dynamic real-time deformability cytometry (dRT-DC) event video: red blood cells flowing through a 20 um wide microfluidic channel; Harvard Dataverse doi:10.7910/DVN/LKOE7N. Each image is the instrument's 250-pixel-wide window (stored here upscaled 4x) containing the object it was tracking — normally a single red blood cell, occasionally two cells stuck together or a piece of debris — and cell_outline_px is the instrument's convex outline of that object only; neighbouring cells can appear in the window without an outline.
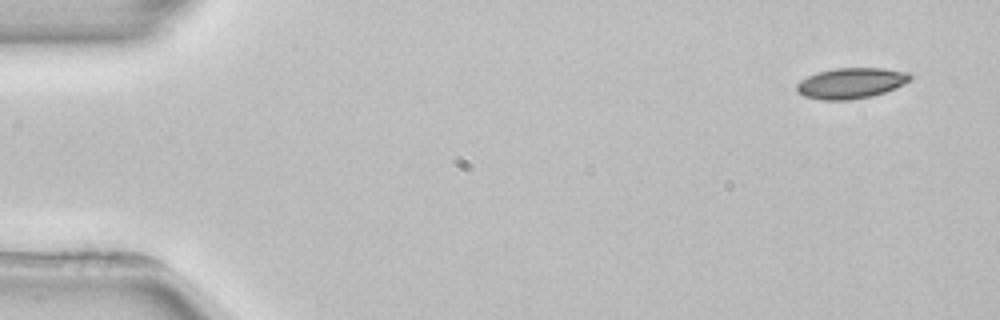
{"species": "common noctule bat (a hibernating species)", "species_latin": "Nyctalus noctula", "temperature_condition": "room temperature", "stored_images_in_passage": 3, "camera_frame_rate_fps": 3000, "um_per_image_px": 0.085, "animal": {"sex": "female", "body_mass_g": 22.7, "forearm_length_mm": 54.2}, "frame": {"image": 1, "passage_image": 1, "time_ms": 0.0, "image_size_px": [1000, 320], "cell_outline_px": [[912, 76], [904, 84], [896, 88], [872, 96], [848, 100], [820, 100], [804, 96], [796, 92], [796, 84], [800, 80], [816, 72], [836, 68], [880, 68], [908, 72]], "centroid_in_image_um": [72.29, 7.07], "position_along_channel_um": 12.7, "area_um2": 20.35}}
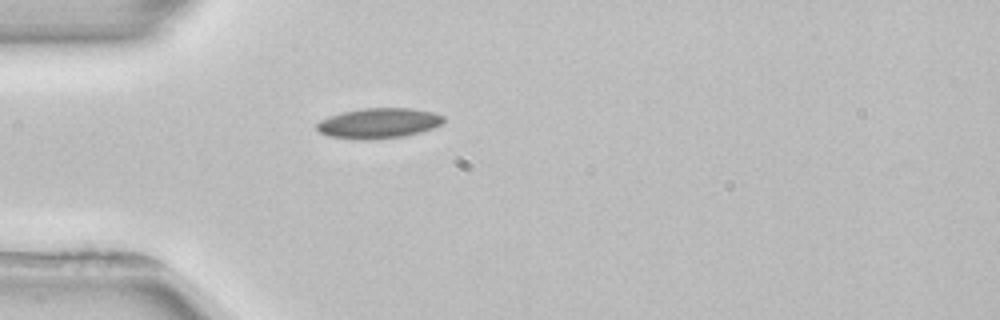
{"frame": {"image": 2, "passage_image": 3, "time_ms": 4.0, "image_size_px": [1000, 320], "cell_outline_px": [[444, 120], [440, 124], [432, 128], [420, 132], [404, 136], [368, 140], [360, 140], [328, 136], [320, 132], [316, 128], [316, 124], [320, 120], [344, 112], [364, 108], [412, 108], [432, 112], [444, 116]], "centroid_in_image_um": [32.18, 10.48], "position_along_channel_um": 52.8, "area_um2": 22.2}}